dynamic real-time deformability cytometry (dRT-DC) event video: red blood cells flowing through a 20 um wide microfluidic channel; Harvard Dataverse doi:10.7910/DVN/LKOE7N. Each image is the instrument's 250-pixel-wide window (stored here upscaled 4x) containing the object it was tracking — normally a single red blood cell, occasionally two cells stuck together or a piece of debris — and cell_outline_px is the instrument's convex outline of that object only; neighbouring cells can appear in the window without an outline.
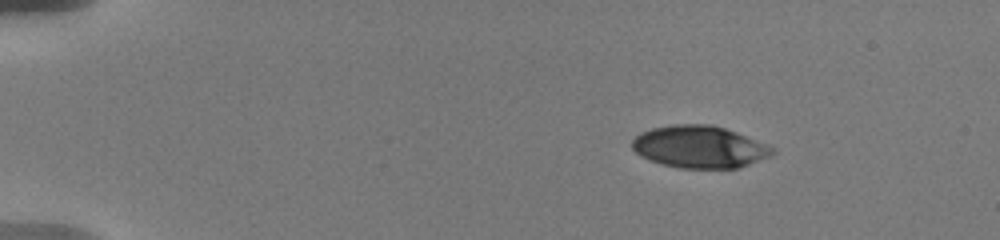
{"species": "human", "species_latin": "Homo sapiens", "temperature_condition": "warm", "stored_images_in_passage": 9, "camera_frame_rate_fps": 3000, "um_per_image_px": 0.085, "donor": {"sex": "male"}, "frame": {"image": 1, "passage_image": 1, "time_ms": 0.0, "image_size_px": [1000, 240], "cell_outline_px": [[776, 152], [772, 156], [740, 168], [680, 168], [664, 164], [640, 156], [632, 148], [632, 140], [640, 132], [652, 128], [672, 124], [712, 124], [736, 132], [776, 148]], "centroid_in_image_um": [59.49, 12.48], "position_along_channel_um": 25.5, "area_um2": 34.62}}
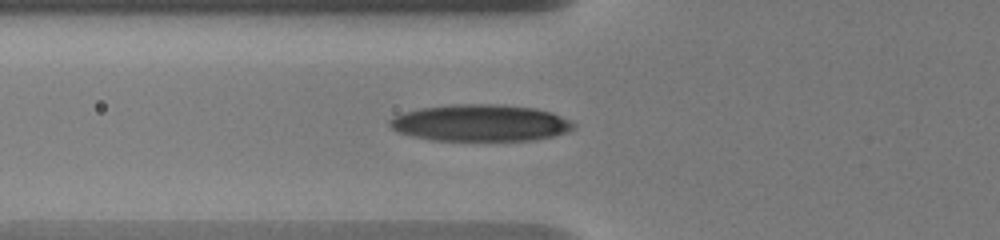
{"frame": {"image": 2, "passage_image": 6, "time_ms": 4.333, "image_size_px": [1000, 240], "cell_outline_px": [[576, 124], [568, 132], [552, 136], [532, 140], [432, 140], [412, 136], [400, 132], [392, 128], [388, 124], [388, 120], [404, 112], [420, 108], [452, 104], [504, 104], [536, 108], [552, 112]], "centroid_in_image_um": [40.83, 10.44], "position_along_channel_um": 85.0, "area_um2": 39.3}}
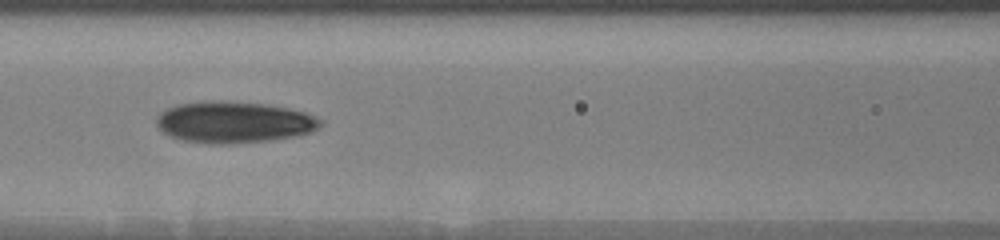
{"frame": {"image": 3, "passage_image": 8, "time_ms": 6.0, "image_size_px": [1000, 240], "cell_outline_px": [[324, 120], [320, 128], [312, 132], [296, 136], [272, 140], [232, 144], [208, 144], [184, 140], [172, 136], [164, 132], [156, 124], [156, 116], [160, 112], [168, 108], [180, 104], [212, 100], [224, 100], [264, 104], [288, 108], [304, 112]], "centroid_in_image_um": [19.92, 10.39], "position_along_channel_um": 146.7, "area_um2": 39.82}}